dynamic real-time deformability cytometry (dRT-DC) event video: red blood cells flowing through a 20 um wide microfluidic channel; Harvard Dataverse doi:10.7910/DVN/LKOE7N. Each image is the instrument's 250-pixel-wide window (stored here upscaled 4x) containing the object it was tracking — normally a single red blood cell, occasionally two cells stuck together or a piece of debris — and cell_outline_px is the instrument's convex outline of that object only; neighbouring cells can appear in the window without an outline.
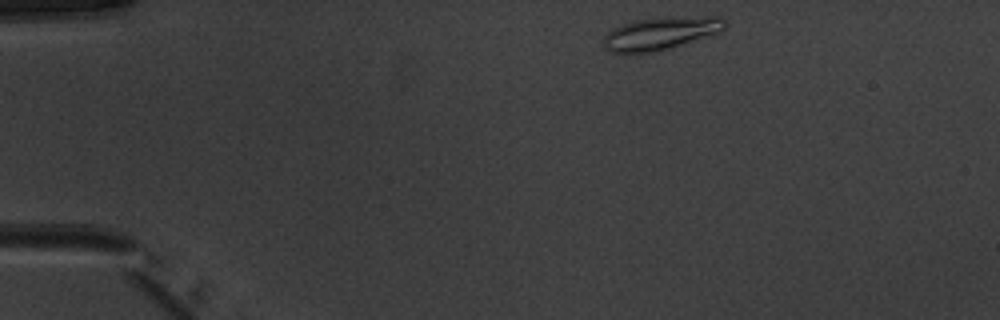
{"species": "common noctule bat (a hibernating species)", "species_latin": "Nyctalus noctula", "temperature_condition": "warm", "stored_images_in_passage": 43, "camera_frame_rate_fps": 3000, "um_per_image_px": 0.085, "animal": {"sex": "male", "body_mass_g": 20.1, "forearm_length_mm": 53.5}, "frame": {"image": 1, "passage_image": 1, "time_ms": 0.0, "image_size_px": [1000, 320], "cell_outline_px": [[728, 24], [720, 32], [668, 48], [652, 52], [608, 52], [604, 48], [604, 36], [612, 28], [636, 20], [664, 16], [720, 16]], "centroid_in_image_um": [56.17, 2.8], "position_along_channel_um": 28.8, "area_um2": 23.12}}
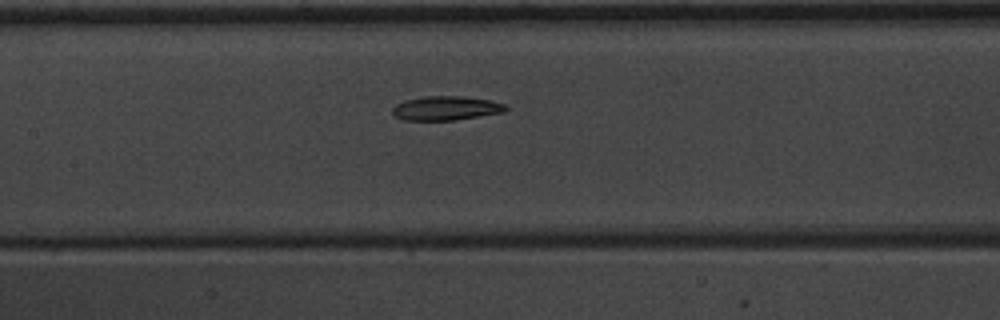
{"frame": {"image": 2, "passage_image": 17, "time_ms": 5.333, "image_size_px": [1000, 320], "cell_outline_px": [[508, 108], [504, 112], [480, 116], [452, 120], [404, 120], [392, 116], [392, 108], [396, 104], [404, 100], [424, 96], [464, 96], [492, 100], [504, 104]], "centroid_in_image_um": [37.88, 9.19], "position_along_channel_um": 169.5, "area_um2": 16.07}}
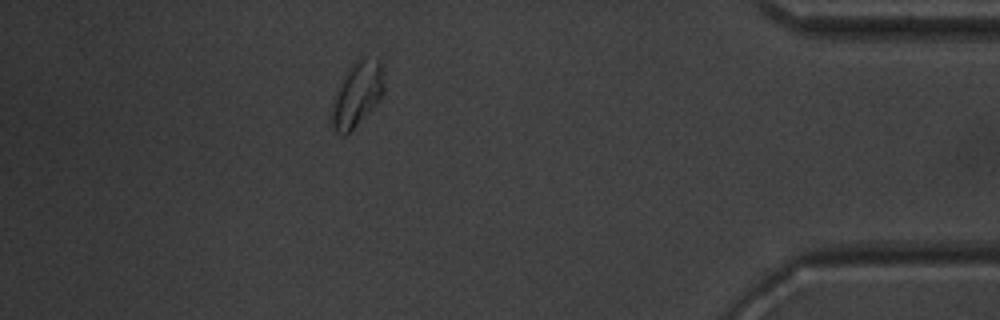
{"frame": {"image": 3, "passage_image": 38, "time_ms": 12.333, "image_size_px": [1000, 320], "cell_outline_px": [[384, 92], [380, 100], [344, 136], [336, 132], [332, 128], [328, 120], [332, 96], [348, 68], [352, 64], [364, 56], [380, 60], [384, 88]], "centroid_in_image_um": [30.28, 8.02], "position_along_channel_um": 404.9, "area_um2": 20.0}, "authors_computed_cell_mechanics": {"area_um2": 16.8776, "velocity_mm_per_s": 3.935, "shape_relaxation_time_tau1_ms": 6.7803, "shape_relaxation_time_tau2_ms": 10.4654, "deformation_change_tau1": 0.1733, "deformation_change_tau2": 0.1599}}